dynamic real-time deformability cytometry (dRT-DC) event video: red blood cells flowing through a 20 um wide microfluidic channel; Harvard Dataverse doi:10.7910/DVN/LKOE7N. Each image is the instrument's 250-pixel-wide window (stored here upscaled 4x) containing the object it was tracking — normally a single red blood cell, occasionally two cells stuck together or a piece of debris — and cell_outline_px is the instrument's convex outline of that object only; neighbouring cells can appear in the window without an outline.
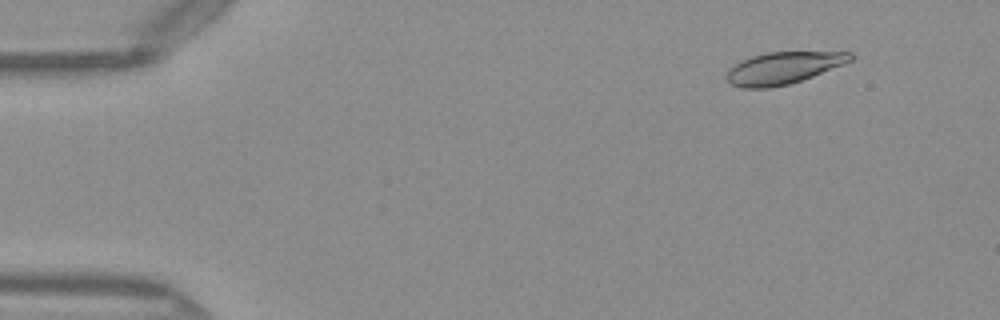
{"species": "Egyptian fruit bat (a non-hibernating species)", "species_latin": "Rousettus aegyptiacus", "temperature_condition": "warm", "stored_images_in_passage": 51, "camera_frame_rate_fps": 3000, "um_per_image_px": 0.085, "frame": {"image": 1, "passage_image": 6, "time_ms": 1.667, "image_size_px": [1000, 320], "cell_outline_px": [[856, 56], [852, 60], [844, 64], [812, 76], [788, 84], [768, 88], [740, 88], [728, 84], [724, 76], [728, 68], [740, 60], [752, 56], [768, 52], [852, 52]], "centroid_in_image_um": [66.51, 5.78], "position_along_channel_um": 18.5, "area_um2": 23.29}}
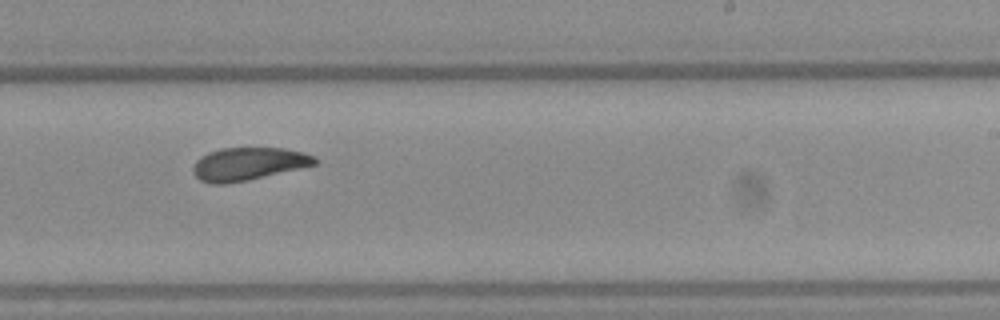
{"frame": {"image": 2, "passage_image": 32, "time_ms": 10.333, "image_size_px": [1000, 320], "cell_outline_px": [[316, 164], [300, 168], [248, 180], [228, 184], [212, 184], [200, 180], [192, 172], [192, 168], [196, 160], [200, 156], [208, 152], [220, 148], [284, 148], [304, 152], [312, 156], [316, 160]], "centroid_in_image_um": [21.05, 13.93], "position_along_channel_um": 268.0, "area_um2": 23.29}}
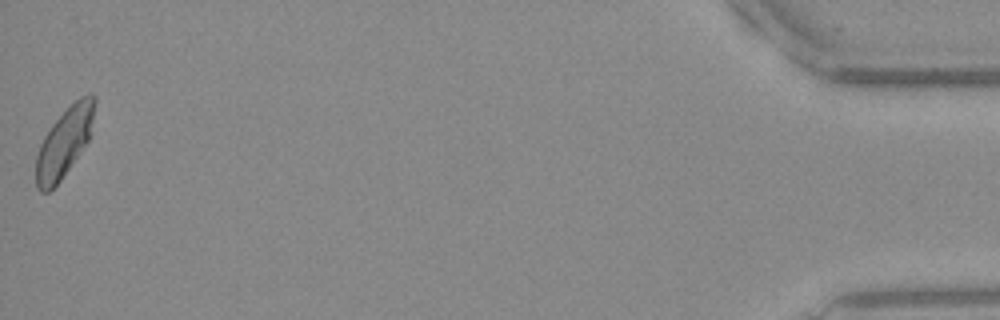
{"frame": {"image": 3, "passage_image": 51, "time_ms": 16.667, "image_size_px": [1000, 320], "cell_outline_px": [[96, 100], [88, 140], [60, 180], [48, 192], [40, 192], [36, 188], [36, 156], [40, 144], [44, 136], [52, 124], [80, 96], [88, 92], [92, 92], [96, 96]], "centroid_in_image_um": [5.45, 12.08], "position_along_channel_um": 429.8, "area_um2": 23.06}, "authors_computed_cell_mechanics": {"area_um2": 23.7558, "velocity_mm_per_s": 4.0487, "shape_relaxation_time_tau1_ms": 5.4295, "shape_relaxation_time_tau2_ms": 2.0595, "deformation_change_tau1": 0.1547, "deformation_change_tau2": 0.0828}}